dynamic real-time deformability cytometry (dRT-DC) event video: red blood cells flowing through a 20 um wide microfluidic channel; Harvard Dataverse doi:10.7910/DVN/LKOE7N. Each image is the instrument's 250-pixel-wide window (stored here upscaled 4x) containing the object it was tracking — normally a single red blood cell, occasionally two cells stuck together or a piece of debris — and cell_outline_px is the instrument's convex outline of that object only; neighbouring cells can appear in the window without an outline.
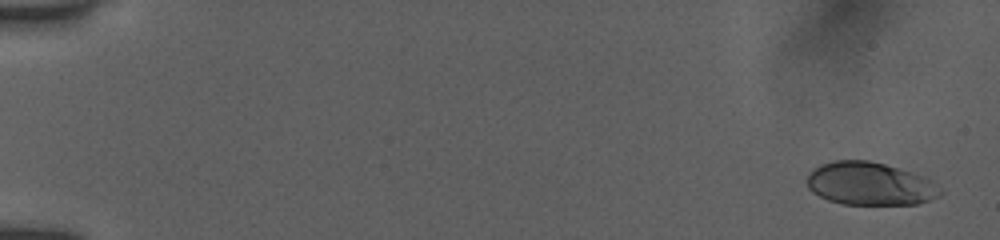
{"species": "human", "species_latin": "Homo sapiens", "temperature_condition": "room temperature", "stored_images_in_passage": 40, "camera_frame_rate_fps": 3000, "um_per_image_px": 0.085, "donor": {"sex": "female"}, "frame": {"image": 1, "passage_image": 1, "time_ms": 0.0, "image_size_px": [1000, 240], "cell_outline_px": [[944, 192], [940, 196], [932, 200], [916, 204], [844, 204], [828, 200], [812, 192], [808, 188], [808, 172], [820, 164], [836, 160], [868, 160], [900, 168], [924, 176], [932, 180]], "centroid_in_image_um": [73.97, 15.62], "position_along_channel_um": 11.0, "area_um2": 33.58}}
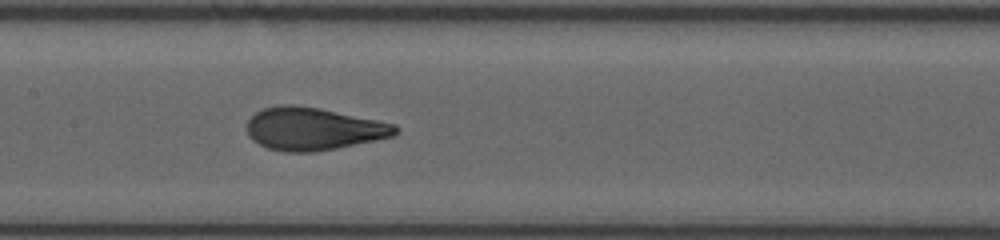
{"frame": {"image": 2, "passage_image": 22, "time_ms": 7.0, "image_size_px": [1000, 240], "cell_outline_px": [[400, 132], [396, 136], [316, 152], [284, 152], [268, 148], [252, 140], [248, 136], [248, 120], [256, 112], [264, 108], [280, 104], [292, 104], [320, 108], [396, 124], [400, 128]], "centroid_in_image_um": [26.66, 10.95], "position_along_channel_um": 180.7, "area_um2": 37.11}}
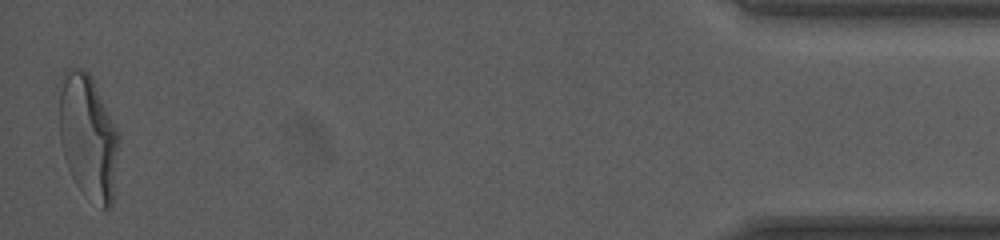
{"frame": {"image": 3, "passage_image": 40, "time_ms": 13.0, "image_size_px": [1000, 240], "cell_outline_px": [[120, 140], [112, 204], [108, 208], [100, 208], [76, 184], [68, 168], [60, 144], [56, 88], [56, 84], [60, 76], [68, 68], [80, 68], [88, 72], [92, 76], [120, 136]], "centroid_in_image_um": [7.44, 11.53], "position_along_channel_um": 427.8, "area_um2": 44.45}}